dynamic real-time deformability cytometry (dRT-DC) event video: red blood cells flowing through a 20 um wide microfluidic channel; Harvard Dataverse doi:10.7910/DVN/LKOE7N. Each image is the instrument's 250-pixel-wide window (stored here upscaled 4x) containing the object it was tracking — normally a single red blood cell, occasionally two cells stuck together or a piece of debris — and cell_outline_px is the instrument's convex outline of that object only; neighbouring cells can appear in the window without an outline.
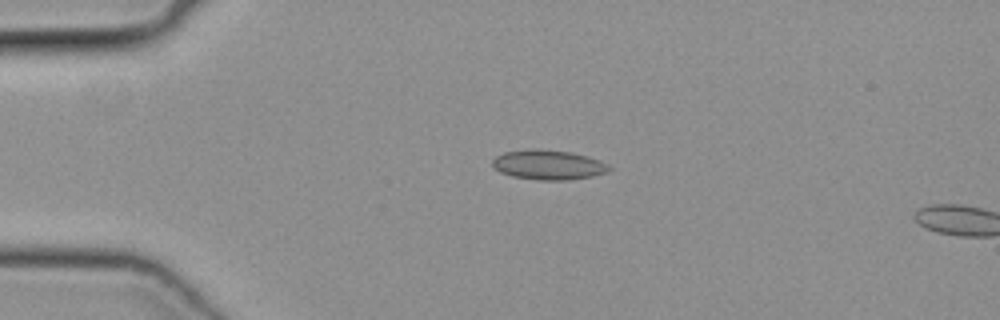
{"species": "common noctule bat (a hibernating species)", "species_latin": "Nyctalus noctula", "temperature_condition": "cold", "stored_images_in_passage": 14, "camera_frame_rate_fps": 3000, "um_per_image_px": 0.085, "animal": {"sex": "female", "body_mass_g": 19.3, "forearm_length_mm": 54.1}, "frame": {"image": 1, "passage_image": 12, "time_ms": 3.667, "image_size_px": [1000, 320], "cell_outline_px": [[612, 168], [608, 172], [592, 176], [568, 180], [536, 180], [512, 176], [500, 172], [492, 168], [492, 160], [496, 156], [504, 152], [528, 148], [540, 148], [572, 152], [588, 156], [600, 160], [608, 164]], "centroid_in_image_um": [46.6, 14.0], "position_along_channel_um": 38.4, "area_um2": 20.63}}